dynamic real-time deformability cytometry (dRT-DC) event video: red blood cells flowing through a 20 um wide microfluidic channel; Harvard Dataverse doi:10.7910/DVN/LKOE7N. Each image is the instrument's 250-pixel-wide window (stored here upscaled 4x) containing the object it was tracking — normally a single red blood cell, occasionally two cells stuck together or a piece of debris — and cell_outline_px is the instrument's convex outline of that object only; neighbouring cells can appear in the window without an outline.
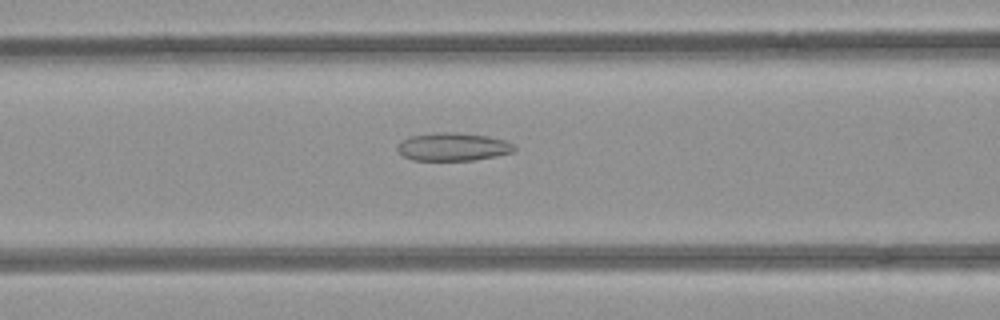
{"species": "common noctule bat (a hibernating species)", "species_latin": "Nyctalus noctula", "temperature_condition": "room temperature", "stored_images_in_passage": 48, "camera_frame_rate_fps": 3000, "um_per_image_px": 0.085, "animal": {"sex": "female", "body_mass_g": 21.9}, "frame": {"image": 1, "passage_image": 17, "time_ms": 5.333, "image_size_px": [1000, 320], "cell_outline_px": [[516, 148], [512, 152], [496, 156], [472, 160], [412, 160], [404, 156], [396, 148], [396, 144], [400, 140], [412, 136], [436, 132], [456, 132], [488, 136], [504, 140], [512, 144]], "centroid_in_image_um": [38.46, 12.47], "position_along_channel_um": 128.1, "area_um2": 19.07}}
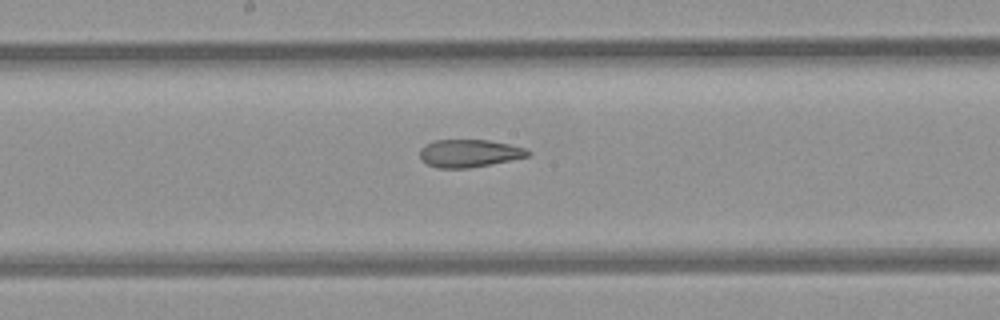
{"frame": {"image": 2, "passage_image": 23, "time_ms": 7.333, "image_size_px": [1000, 320], "cell_outline_px": [[532, 152], [528, 156], [468, 168], [436, 168], [420, 160], [420, 148], [424, 144], [432, 140], [488, 140], [508, 144], [524, 148]], "centroid_in_image_um": [39.81, 13.02], "position_along_channel_um": 208.4, "area_um2": 17.34}}
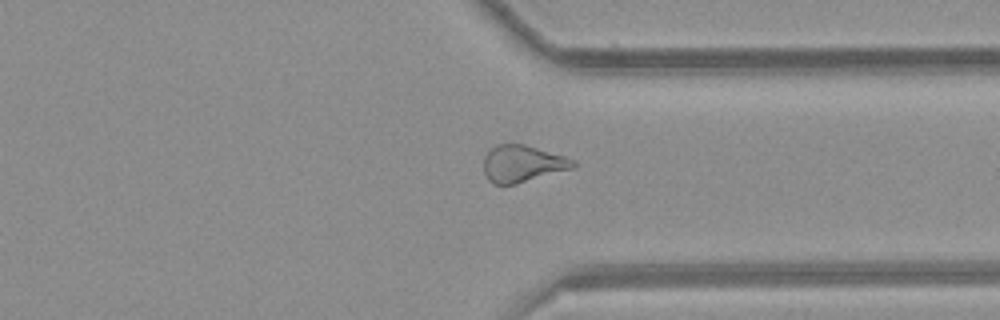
{"frame": {"image": 3, "passage_image": 35, "time_ms": 11.333, "image_size_px": [1000, 320], "cell_outline_px": [[576, 164], [572, 168], [516, 184], [492, 184], [488, 180], [484, 172], [484, 156], [488, 148], [496, 144], [524, 144], [564, 156], [576, 160]], "centroid_in_image_um": [44.36, 13.9], "position_along_channel_um": 367.0, "area_um2": 19.25}, "authors_computed_cell_mechanics": {"area_um2": 20.2011, "velocity_mm_per_s": 3.9993, "shape_relaxation_time_tau1_ms": null, "shape_relaxation_time_tau2_ms": 3.213, "deformation_change_tau1": null, "deformation_change_tau2": 0.1293}}